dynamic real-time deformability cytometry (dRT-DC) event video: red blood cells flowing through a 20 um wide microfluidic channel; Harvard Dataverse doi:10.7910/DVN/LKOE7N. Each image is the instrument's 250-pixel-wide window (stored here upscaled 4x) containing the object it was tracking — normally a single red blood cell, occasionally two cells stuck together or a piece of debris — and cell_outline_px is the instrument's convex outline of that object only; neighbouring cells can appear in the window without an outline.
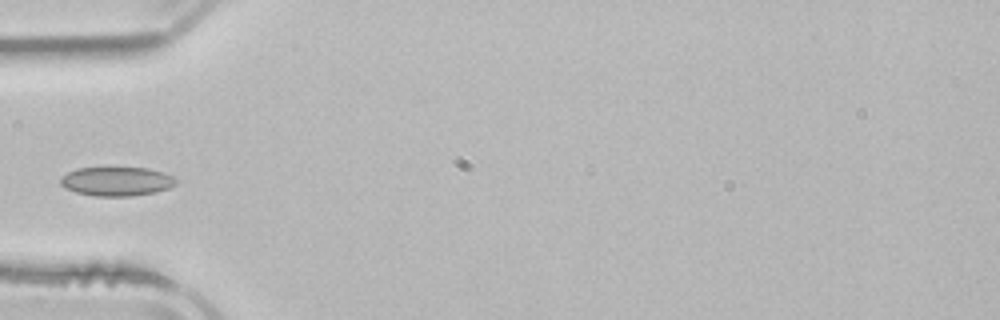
{"species": "common noctule bat (a hibernating species)", "species_latin": "Nyctalus noctula", "temperature_condition": "room temperature", "stored_images_in_passage": 3, "camera_frame_rate_fps": 3000, "um_per_image_px": 0.085, "animal": {"sex": "male", "body_mass_g": 21.5, "forearm_length_mm": 52.0}, "frame": {"image": 1, "passage_image": 3, "time_ms": 3.0, "image_size_px": [1000, 320], "cell_outline_px": [[176, 184], [168, 188], [156, 192], [132, 196], [92, 196], [76, 192], [64, 188], [60, 184], [60, 176], [76, 168], [148, 168], [164, 172], [172, 176], [176, 180]], "centroid_in_image_um": [9.88, 15.42], "position_along_channel_um": 75.1, "area_um2": 19.65}}